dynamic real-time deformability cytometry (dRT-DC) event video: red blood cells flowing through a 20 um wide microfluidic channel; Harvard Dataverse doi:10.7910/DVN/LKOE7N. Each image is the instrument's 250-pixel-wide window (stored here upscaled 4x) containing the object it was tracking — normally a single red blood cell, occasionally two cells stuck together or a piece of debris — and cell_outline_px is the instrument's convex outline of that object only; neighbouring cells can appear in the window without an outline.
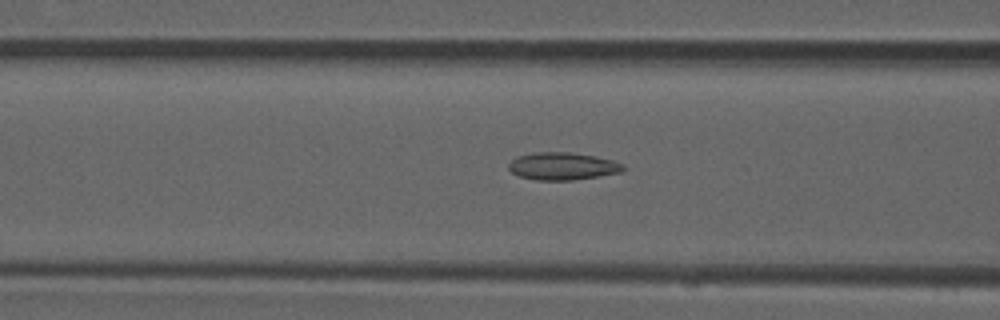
{"species": "common noctule bat (a hibernating species)", "species_latin": "Nyctalus noctula", "temperature_condition": "room temperature", "stored_images_in_passage": 50, "camera_frame_rate_fps": 3000, "um_per_image_px": 0.085, "animal": {"sex": "male", "forearm_length_mm": 52.5}, "frame": {"image": 1, "passage_image": 19, "time_ms": 6.0, "image_size_px": [1000, 320], "cell_outline_px": [[624, 168], [620, 172], [572, 180], [536, 180], [520, 176], [512, 172], [508, 168], [508, 164], [516, 156], [536, 152], [568, 152], [596, 156], [612, 160], [624, 164]], "centroid_in_image_um": [47.79, 14.11], "position_along_channel_um": 118.8, "area_um2": 18.21}}
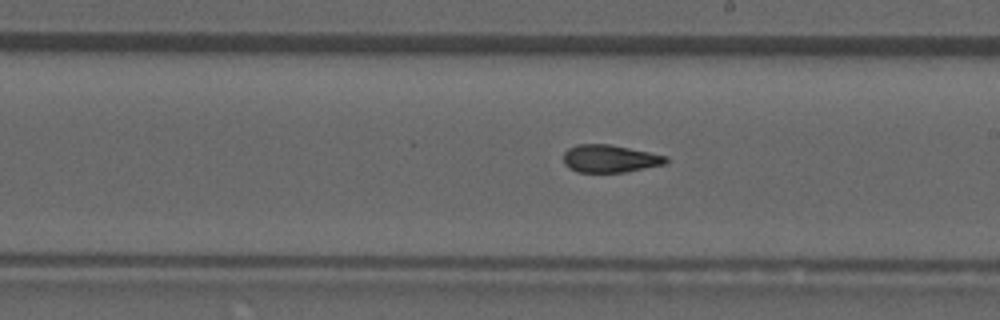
{"frame": {"image": 2, "passage_image": 28, "time_ms": 9.0, "image_size_px": [1000, 320], "cell_outline_px": [[668, 164], [624, 172], [576, 172], [568, 168], [564, 164], [564, 152], [568, 148], [576, 144], [608, 144], [668, 156]], "centroid_in_image_um": [51.83, 13.49], "position_along_channel_um": 237.2, "area_um2": 16.59}}
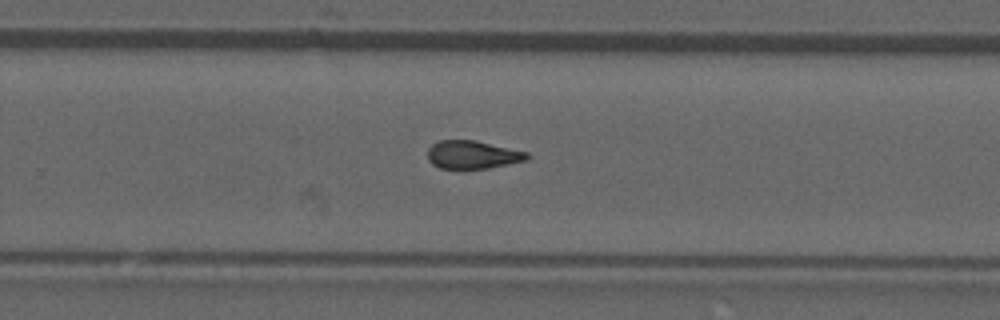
{"frame": {"image": 3, "passage_image": 32, "time_ms": 10.333, "image_size_px": [1000, 320], "cell_outline_px": [[528, 160], [488, 168], [440, 168], [432, 164], [428, 160], [428, 148], [432, 144], [440, 140], [476, 140], [528, 152]], "centroid_in_image_um": [40.16, 13.14], "position_along_channel_um": 289.6, "area_um2": 16.24}, "authors_computed_cell_mechanics": {"area_um2": 16.8487, "velocity_mm_per_s": 3.9484, "shape_relaxation_time_tau1_ms": null, "shape_relaxation_time_tau2_ms": 2.1013, "deformation_change_tau1": null, "deformation_change_tau2": 0.0978}}